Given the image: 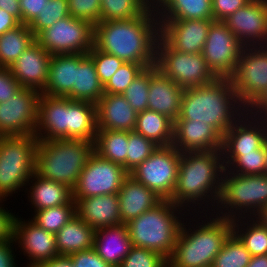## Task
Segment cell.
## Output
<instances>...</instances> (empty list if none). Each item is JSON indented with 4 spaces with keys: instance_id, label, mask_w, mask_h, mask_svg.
<instances>
[{
    "instance_id": "cell-1",
    "label": "cell",
    "mask_w": 267,
    "mask_h": 267,
    "mask_svg": "<svg viewBox=\"0 0 267 267\" xmlns=\"http://www.w3.org/2000/svg\"><path fill=\"white\" fill-rule=\"evenodd\" d=\"M160 25L156 9L151 5L133 19L100 21L94 25V46L124 63L156 64V44Z\"/></svg>"
},
{
    "instance_id": "cell-2",
    "label": "cell",
    "mask_w": 267,
    "mask_h": 267,
    "mask_svg": "<svg viewBox=\"0 0 267 267\" xmlns=\"http://www.w3.org/2000/svg\"><path fill=\"white\" fill-rule=\"evenodd\" d=\"M224 169L221 150L181 152L177 183L169 201L189 214L211 213L219 197Z\"/></svg>"
},
{
    "instance_id": "cell-3",
    "label": "cell",
    "mask_w": 267,
    "mask_h": 267,
    "mask_svg": "<svg viewBox=\"0 0 267 267\" xmlns=\"http://www.w3.org/2000/svg\"><path fill=\"white\" fill-rule=\"evenodd\" d=\"M247 111L237 98L229 78L184 89L179 117L211 125L222 137Z\"/></svg>"
},
{
    "instance_id": "cell-4",
    "label": "cell",
    "mask_w": 267,
    "mask_h": 267,
    "mask_svg": "<svg viewBox=\"0 0 267 267\" xmlns=\"http://www.w3.org/2000/svg\"><path fill=\"white\" fill-rule=\"evenodd\" d=\"M197 214V215H196ZM190 213L192 219L181 225L176 244L168 259V267H205L213 264L226 239L232 233V219L222 218L213 213ZM209 214V216H207ZM211 214V216H210ZM197 218L195 220V218ZM209 217V218H208ZM202 221V222H199ZM190 222H194L191 225ZM196 222V224H195ZM199 222V223H198ZM188 229H187V227ZM195 227V228H194ZM192 228V229H191Z\"/></svg>"
},
{
    "instance_id": "cell-5",
    "label": "cell",
    "mask_w": 267,
    "mask_h": 267,
    "mask_svg": "<svg viewBox=\"0 0 267 267\" xmlns=\"http://www.w3.org/2000/svg\"><path fill=\"white\" fill-rule=\"evenodd\" d=\"M188 214L172 201L162 200L126 223L132 246L155 251L168 260L174 250L182 220H186L184 217Z\"/></svg>"
},
{
    "instance_id": "cell-6",
    "label": "cell",
    "mask_w": 267,
    "mask_h": 267,
    "mask_svg": "<svg viewBox=\"0 0 267 267\" xmlns=\"http://www.w3.org/2000/svg\"><path fill=\"white\" fill-rule=\"evenodd\" d=\"M94 152V142L82 139L38 141L35 173L73 189Z\"/></svg>"
},
{
    "instance_id": "cell-7",
    "label": "cell",
    "mask_w": 267,
    "mask_h": 267,
    "mask_svg": "<svg viewBox=\"0 0 267 267\" xmlns=\"http://www.w3.org/2000/svg\"><path fill=\"white\" fill-rule=\"evenodd\" d=\"M266 205L267 174L239 175L224 169L213 215L232 220L256 217Z\"/></svg>"
},
{
    "instance_id": "cell-8",
    "label": "cell",
    "mask_w": 267,
    "mask_h": 267,
    "mask_svg": "<svg viewBox=\"0 0 267 267\" xmlns=\"http://www.w3.org/2000/svg\"><path fill=\"white\" fill-rule=\"evenodd\" d=\"M37 145L35 135L0 137V199L24 190L35 173Z\"/></svg>"
},
{
    "instance_id": "cell-9",
    "label": "cell",
    "mask_w": 267,
    "mask_h": 267,
    "mask_svg": "<svg viewBox=\"0 0 267 267\" xmlns=\"http://www.w3.org/2000/svg\"><path fill=\"white\" fill-rule=\"evenodd\" d=\"M157 68L182 88L212 83L217 77L202 53H182L172 49L160 36L156 44Z\"/></svg>"
},
{
    "instance_id": "cell-10",
    "label": "cell",
    "mask_w": 267,
    "mask_h": 267,
    "mask_svg": "<svg viewBox=\"0 0 267 267\" xmlns=\"http://www.w3.org/2000/svg\"><path fill=\"white\" fill-rule=\"evenodd\" d=\"M35 41L51 55L87 54L94 46V25L69 15L39 32Z\"/></svg>"
},
{
    "instance_id": "cell-11",
    "label": "cell",
    "mask_w": 267,
    "mask_h": 267,
    "mask_svg": "<svg viewBox=\"0 0 267 267\" xmlns=\"http://www.w3.org/2000/svg\"><path fill=\"white\" fill-rule=\"evenodd\" d=\"M181 152L173 145L159 146L129 175L153 190L162 200H169L175 190Z\"/></svg>"
},
{
    "instance_id": "cell-12",
    "label": "cell",
    "mask_w": 267,
    "mask_h": 267,
    "mask_svg": "<svg viewBox=\"0 0 267 267\" xmlns=\"http://www.w3.org/2000/svg\"><path fill=\"white\" fill-rule=\"evenodd\" d=\"M229 79L247 109L267 90V46L244 47Z\"/></svg>"
},
{
    "instance_id": "cell-13",
    "label": "cell",
    "mask_w": 267,
    "mask_h": 267,
    "mask_svg": "<svg viewBox=\"0 0 267 267\" xmlns=\"http://www.w3.org/2000/svg\"><path fill=\"white\" fill-rule=\"evenodd\" d=\"M128 175L122 165L109 161L94 151L72 189V198L117 194Z\"/></svg>"
},
{
    "instance_id": "cell-14",
    "label": "cell",
    "mask_w": 267,
    "mask_h": 267,
    "mask_svg": "<svg viewBox=\"0 0 267 267\" xmlns=\"http://www.w3.org/2000/svg\"><path fill=\"white\" fill-rule=\"evenodd\" d=\"M244 46L222 21H214L202 50L207 66L217 78H229Z\"/></svg>"
},
{
    "instance_id": "cell-15",
    "label": "cell",
    "mask_w": 267,
    "mask_h": 267,
    "mask_svg": "<svg viewBox=\"0 0 267 267\" xmlns=\"http://www.w3.org/2000/svg\"><path fill=\"white\" fill-rule=\"evenodd\" d=\"M40 95L37 90L22 88L0 103V137L34 135Z\"/></svg>"
},
{
    "instance_id": "cell-16",
    "label": "cell",
    "mask_w": 267,
    "mask_h": 267,
    "mask_svg": "<svg viewBox=\"0 0 267 267\" xmlns=\"http://www.w3.org/2000/svg\"><path fill=\"white\" fill-rule=\"evenodd\" d=\"M223 22L244 47L267 46V0H251Z\"/></svg>"
},
{
    "instance_id": "cell-17",
    "label": "cell",
    "mask_w": 267,
    "mask_h": 267,
    "mask_svg": "<svg viewBox=\"0 0 267 267\" xmlns=\"http://www.w3.org/2000/svg\"><path fill=\"white\" fill-rule=\"evenodd\" d=\"M23 220V221H22ZM13 238L24 256H27V267H36L40 263L50 261L59 253L56 246V237L52 232L37 226L33 221H25L16 214L13 226Z\"/></svg>"
},
{
    "instance_id": "cell-18",
    "label": "cell",
    "mask_w": 267,
    "mask_h": 267,
    "mask_svg": "<svg viewBox=\"0 0 267 267\" xmlns=\"http://www.w3.org/2000/svg\"><path fill=\"white\" fill-rule=\"evenodd\" d=\"M213 19L159 20L160 37L174 50L202 53Z\"/></svg>"
},
{
    "instance_id": "cell-19",
    "label": "cell",
    "mask_w": 267,
    "mask_h": 267,
    "mask_svg": "<svg viewBox=\"0 0 267 267\" xmlns=\"http://www.w3.org/2000/svg\"><path fill=\"white\" fill-rule=\"evenodd\" d=\"M267 121L246 111L223 135L221 153H249L264 146Z\"/></svg>"
},
{
    "instance_id": "cell-20",
    "label": "cell",
    "mask_w": 267,
    "mask_h": 267,
    "mask_svg": "<svg viewBox=\"0 0 267 267\" xmlns=\"http://www.w3.org/2000/svg\"><path fill=\"white\" fill-rule=\"evenodd\" d=\"M50 59L51 54L34 41L9 68L22 88L41 93L47 82Z\"/></svg>"
},
{
    "instance_id": "cell-21",
    "label": "cell",
    "mask_w": 267,
    "mask_h": 267,
    "mask_svg": "<svg viewBox=\"0 0 267 267\" xmlns=\"http://www.w3.org/2000/svg\"><path fill=\"white\" fill-rule=\"evenodd\" d=\"M222 136L211 126L195 120H175L172 145L180 152L222 149Z\"/></svg>"
},
{
    "instance_id": "cell-22",
    "label": "cell",
    "mask_w": 267,
    "mask_h": 267,
    "mask_svg": "<svg viewBox=\"0 0 267 267\" xmlns=\"http://www.w3.org/2000/svg\"><path fill=\"white\" fill-rule=\"evenodd\" d=\"M34 135L38 141L67 139V97L40 95Z\"/></svg>"
},
{
    "instance_id": "cell-23",
    "label": "cell",
    "mask_w": 267,
    "mask_h": 267,
    "mask_svg": "<svg viewBox=\"0 0 267 267\" xmlns=\"http://www.w3.org/2000/svg\"><path fill=\"white\" fill-rule=\"evenodd\" d=\"M184 88L165 76L156 65L150 67L148 109L166 115L173 122L179 117Z\"/></svg>"
},
{
    "instance_id": "cell-24",
    "label": "cell",
    "mask_w": 267,
    "mask_h": 267,
    "mask_svg": "<svg viewBox=\"0 0 267 267\" xmlns=\"http://www.w3.org/2000/svg\"><path fill=\"white\" fill-rule=\"evenodd\" d=\"M76 215L96 229L122 224L117 194L73 198Z\"/></svg>"
},
{
    "instance_id": "cell-25",
    "label": "cell",
    "mask_w": 267,
    "mask_h": 267,
    "mask_svg": "<svg viewBox=\"0 0 267 267\" xmlns=\"http://www.w3.org/2000/svg\"><path fill=\"white\" fill-rule=\"evenodd\" d=\"M97 130L133 131L137 113L122 94H104L96 104Z\"/></svg>"
},
{
    "instance_id": "cell-26",
    "label": "cell",
    "mask_w": 267,
    "mask_h": 267,
    "mask_svg": "<svg viewBox=\"0 0 267 267\" xmlns=\"http://www.w3.org/2000/svg\"><path fill=\"white\" fill-rule=\"evenodd\" d=\"M123 224L139 217L162 201L153 190L128 175L117 193Z\"/></svg>"
},
{
    "instance_id": "cell-27",
    "label": "cell",
    "mask_w": 267,
    "mask_h": 267,
    "mask_svg": "<svg viewBox=\"0 0 267 267\" xmlns=\"http://www.w3.org/2000/svg\"><path fill=\"white\" fill-rule=\"evenodd\" d=\"M132 243L126 224L96 229L93 249L112 267H119L129 254Z\"/></svg>"
},
{
    "instance_id": "cell-28",
    "label": "cell",
    "mask_w": 267,
    "mask_h": 267,
    "mask_svg": "<svg viewBox=\"0 0 267 267\" xmlns=\"http://www.w3.org/2000/svg\"><path fill=\"white\" fill-rule=\"evenodd\" d=\"M84 53L51 55L48 78L43 95L66 97L75 84L76 67Z\"/></svg>"
},
{
    "instance_id": "cell-29",
    "label": "cell",
    "mask_w": 267,
    "mask_h": 267,
    "mask_svg": "<svg viewBox=\"0 0 267 267\" xmlns=\"http://www.w3.org/2000/svg\"><path fill=\"white\" fill-rule=\"evenodd\" d=\"M27 186H30V189ZM26 187L25 191L29 192V203H31L30 205L34 208V211L64 205L72 199V189L67 185L47 180L36 173L32 174Z\"/></svg>"
},
{
    "instance_id": "cell-30",
    "label": "cell",
    "mask_w": 267,
    "mask_h": 267,
    "mask_svg": "<svg viewBox=\"0 0 267 267\" xmlns=\"http://www.w3.org/2000/svg\"><path fill=\"white\" fill-rule=\"evenodd\" d=\"M97 133L96 105L67 97V139L94 142Z\"/></svg>"
},
{
    "instance_id": "cell-31",
    "label": "cell",
    "mask_w": 267,
    "mask_h": 267,
    "mask_svg": "<svg viewBox=\"0 0 267 267\" xmlns=\"http://www.w3.org/2000/svg\"><path fill=\"white\" fill-rule=\"evenodd\" d=\"M95 231L75 215L55 234L59 255L70 256L73 253L93 248Z\"/></svg>"
},
{
    "instance_id": "cell-32",
    "label": "cell",
    "mask_w": 267,
    "mask_h": 267,
    "mask_svg": "<svg viewBox=\"0 0 267 267\" xmlns=\"http://www.w3.org/2000/svg\"><path fill=\"white\" fill-rule=\"evenodd\" d=\"M158 20L213 19L212 0H157Z\"/></svg>"
},
{
    "instance_id": "cell-33",
    "label": "cell",
    "mask_w": 267,
    "mask_h": 267,
    "mask_svg": "<svg viewBox=\"0 0 267 267\" xmlns=\"http://www.w3.org/2000/svg\"><path fill=\"white\" fill-rule=\"evenodd\" d=\"M103 95L104 86L99 80L92 58L87 54L76 67L75 84L66 97L96 105Z\"/></svg>"
},
{
    "instance_id": "cell-34",
    "label": "cell",
    "mask_w": 267,
    "mask_h": 267,
    "mask_svg": "<svg viewBox=\"0 0 267 267\" xmlns=\"http://www.w3.org/2000/svg\"><path fill=\"white\" fill-rule=\"evenodd\" d=\"M174 122L166 115L146 109L137 113L135 131L152 140L158 146L173 143Z\"/></svg>"
},
{
    "instance_id": "cell-35",
    "label": "cell",
    "mask_w": 267,
    "mask_h": 267,
    "mask_svg": "<svg viewBox=\"0 0 267 267\" xmlns=\"http://www.w3.org/2000/svg\"><path fill=\"white\" fill-rule=\"evenodd\" d=\"M232 232L239 238L252 257L267 255V226L257 217L233 219Z\"/></svg>"
},
{
    "instance_id": "cell-36",
    "label": "cell",
    "mask_w": 267,
    "mask_h": 267,
    "mask_svg": "<svg viewBox=\"0 0 267 267\" xmlns=\"http://www.w3.org/2000/svg\"><path fill=\"white\" fill-rule=\"evenodd\" d=\"M35 41L27 24H20L0 36V67H11L18 57Z\"/></svg>"
},
{
    "instance_id": "cell-37",
    "label": "cell",
    "mask_w": 267,
    "mask_h": 267,
    "mask_svg": "<svg viewBox=\"0 0 267 267\" xmlns=\"http://www.w3.org/2000/svg\"><path fill=\"white\" fill-rule=\"evenodd\" d=\"M129 131L97 130L94 151L101 157L118 163L126 170Z\"/></svg>"
},
{
    "instance_id": "cell-38",
    "label": "cell",
    "mask_w": 267,
    "mask_h": 267,
    "mask_svg": "<svg viewBox=\"0 0 267 267\" xmlns=\"http://www.w3.org/2000/svg\"><path fill=\"white\" fill-rule=\"evenodd\" d=\"M224 168L239 175L265 174L264 146L249 153H222Z\"/></svg>"
},
{
    "instance_id": "cell-39",
    "label": "cell",
    "mask_w": 267,
    "mask_h": 267,
    "mask_svg": "<svg viewBox=\"0 0 267 267\" xmlns=\"http://www.w3.org/2000/svg\"><path fill=\"white\" fill-rule=\"evenodd\" d=\"M76 215V203L73 198L64 205L34 211L33 221L37 226L56 234Z\"/></svg>"
},
{
    "instance_id": "cell-40",
    "label": "cell",
    "mask_w": 267,
    "mask_h": 267,
    "mask_svg": "<svg viewBox=\"0 0 267 267\" xmlns=\"http://www.w3.org/2000/svg\"><path fill=\"white\" fill-rule=\"evenodd\" d=\"M151 5L149 0H101L100 21L133 19Z\"/></svg>"
},
{
    "instance_id": "cell-41",
    "label": "cell",
    "mask_w": 267,
    "mask_h": 267,
    "mask_svg": "<svg viewBox=\"0 0 267 267\" xmlns=\"http://www.w3.org/2000/svg\"><path fill=\"white\" fill-rule=\"evenodd\" d=\"M252 256L239 238L232 232L221 251L214 258L213 267H247Z\"/></svg>"
},
{
    "instance_id": "cell-42",
    "label": "cell",
    "mask_w": 267,
    "mask_h": 267,
    "mask_svg": "<svg viewBox=\"0 0 267 267\" xmlns=\"http://www.w3.org/2000/svg\"><path fill=\"white\" fill-rule=\"evenodd\" d=\"M159 146L152 140L145 138L135 130L129 131L126 153V171L130 173L145 159H147Z\"/></svg>"
},
{
    "instance_id": "cell-43",
    "label": "cell",
    "mask_w": 267,
    "mask_h": 267,
    "mask_svg": "<svg viewBox=\"0 0 267 267\" xmlns=\"http://www.w3.org/2000/svg\"><path fill=\"white\" fill-rule=\"evenodd\" d=\"M149 85L150 67L145 68L122 94L136 113L148 109Z\"/></svg>"
},
{
    "instance_id": "cell-44",
    "label": "cell",
    "mask_w": 267,
    "mask_h": 267,
    "mask_svg": "<svg viewBox=\"0 0 267 267\" xmlns=\"http://www.w3.org/2000/svg\"><path fill=\"white\" fill-rule=\"evenodd\" d=\"M69 15L68 0H48L42 12L28 26L33 35L36 36L59 19L66 18Z\"/></svg>"
},
{
    "instance_id": "cell-45",
    "label": "cell",
    "mask_w": 267,
    "mask_h": 267,
    "mask_svg": "<svg viewBox=\"0 0 267 267\" xmlns=\"http://www.w3.org/2000/svg\"><path fill=\"white\" fill-rule=\"evenodd\" d=\"M144 69L142 64L124 63L104 86V94H123Z\"/></svg>"
},
{
    "instance_id": "cell-46",
    "label": "cell",
    "mask_w": 267,
    "mask_h": 267,
    "mask_svg": "<svg viewBox=\"0 0 267 267\" xmlns=\"http://www.w3.org/2000/svg\"><path fill=\"white\" fill-rule=\"evenodd\" d=\"M119 267H168V260L155 251L132 246Z\"/></svg>"
},
{
    "instance_id": "cell-47",
    "label": "cell",
    "mask_w": 267,
    "mask_h": 267,
    "mask_svg": "<svg viewBox=\"0 0 267 267\" xmlns=\"http://www.w3.org/2000/svg\"><path fill=\"white\" fill-rule=\"evenodd\" d=\"M93 60L99 80L105 86L116 71L124 64V62L114 56L102 52L95 46L87 53Z\"/></svg>"
},
{
    "instance_id": "cell-48",
    "label": "cell",
    "mask_w": 267,
    "mask_h": 267,
    "mask_svg": "<svg viewBox=\"0 0 267 267\" xmlns=\"http://www.w3.org/2000/svg\"><path fill=\"white\" fill-rule=\"evenodd\" d=\"M68 10L72 17L95 25L101 18V0H68Z\"/></svg>"
},
{
    "instance_id": "cell-49",
    "label": "cell",
    "mask_w": 267,
    "mask_h": 267,
    "mask_svg": "<svg viewBox=\"0 0 267 267\" xmlns=\"http://www.w3.org/2000/svg\"><path fill=\"white\" fill-rule=\"evenodd\" d=\"M22 86L14 78L9 67H0V103H5L14 97Z\"/></svg>"
},
{
    "instance_id": "cell-50",
    "label": "cell",
    "mask_w": 267,
    "mask_h": 267,
    "mask_svg": "<svg viewBox=\"0 0 267 267\" xmlns=\"http://www.w3.org/2000/svg\"><path fill=\"white\" fill-rule=\"evenodd\" d=\"M251 0H212L214 21H224L239 8L244 7Z\"/></svg>"
},
{
    "instance_id": "cell-51",
    "label": "cell",
    "mask_w": 267,
    "mask_h": 267,
    "mask_svg": "<svg viewBox=\"0 0 267 267\" xmlns=\"http://www.w3.org/2000/svg\"><path fill=\"white\" fill-rule=\"evenodd\" d=\"M74 267H112L105 262L93 248L73 253L69 256Z\"/></svg>"
},
{
    "instance_id": "cell-52",
    "label": "cell",
    "mask_w": 267,
    "mask_h": 267,
    "mask_svg": "<svg viewBox=\"0 0 267 267\" xmlns=\"http://www.w3.org/2000/svg\"><path fill=\"white\" fill-rule=\"evenodd\" d=\"M47 3L48 0H20L21 24L29 25Z\"/></svg>"
},
{
    "instance_id": "cell-53",
    "label": "cell",
    "mask_w": 267,
    "mask_h": 267,
    "mask_svg": "<svg viewBox=\"0 0 267 267\" xmlns=\"http://www.w3.org/2000/svg\"><path fill=\"white\" fill-rule=\"evenodd\" d=\"M5 199H0V241H4L13 237V226L15 214L2 207ZM14 214V215H13Z\"/></svg>"
},
{
    "instance_id": "cell-54",
    "label": "cell",
    "mask_w": 267,
    "mask_h": 267,
    "mask_svg": "<svg viewBox=\"0 0 267 267\" xmlns=\"http://www.w3.org/2000/svg\"><path fill=\"white\" fill-rule=\"evenodd\" d=\"M13 244L16 245L13 237L0 241V267H16Z\"/></svg>"
},
{
    "instance_id": "cell-55",
    "label": "cell",
    "mask_w": 267,
    "mask_h": 267,
    "mask_svg": "<svg viewBox=\"0 0 267 267\" xmlns=\"http://www.w3.org/2000/svg\"><path fill=\"white\" fill-rule=\"evenodd\" d=\"M247 111L253 117L267 121V90L247 108Z\"/></svg>"
},
{
    "instance_id": "cell-56",
    "label": "cell",
    "mask_w": 267,
    "mask_h": 267,
    "mask_svg": "<svg viewBox=\"0 0 267 267\" xmlns=\"http://www.w3.org/2000/svg\"><path fill=\"white\" fill-rule=\"evenodd\" d=\"M20 24L21 23L13 15L0 8V36L16 28Z\"/></svg>"
},
{
    "instance_id": "cell-57",
    "label": "cell",
    "mask_w": 267,
    "mask_h": 267,
    "mask_svg": "<svg viewBox=\"0 0 267 267\" xmlns=\"http://www.w3.org/2000/svg\"><path fill=\"white\" fill-rule=\"evenodd\" d=\"M0 8L9 12L21 23L20 0H0Z\"/></svg>"
},
{
    "instance_id": "cell-58",
    "label": "cell",
    "mask_w": 267,
    "mask_h": 267,
    "mask_svg": "<svg viewBox=\"0 0 267 267\" xmlns=\"http://www.w3.org/2000/svg\"><path fill=\"white\" fill-rule=\"evenodd\" d=\"M36 267H74V264L69 256H57L56 258L40 263Z\"/></svg>"
},
{
    "instance_id": "cell-59",
    "label": "cell",
    "mask_w": 267,
    "mask_h": 267,
    "mask_svg": "<svg viewBox=\"0 0 267 267\" xmlns=\"http://www.w3.org/2000/svg\"><path fill=\"white\" fill-rule=\"evenodd\" d=\"M247 267H267V255L252 257Z\"/></svg>"
},
{
    "instance_id": "cell-60",
    "label": "cell",
    "mask_w": 267,
    "mask_h": 267,
    "mask_svg": "<svg viewBox=\"0 0 267 267\" xmlns=\"http://www.w3.org/2000/svg\"><path fill=\"white\" fill-rule=\"evenodd\" d=\"M265 226H267V205L256 216Z\"/></svg>"
},
{
    "instance_id": "cell-61",
    "label": "cell",
    "mask_w": 267,
    "mask_h": 267,
    "mask_svg": "<svg viewBox=\"0 0 267 267\" xmlns=\"http://www.w3.org/2000/svg\"><path fill=\"white\" fill-rule=\"evenodd\" d=\"M264 155H265V174H267V140L264 144Z\"/></svg>"
},
{
    "instance_id": "cell-62",
    "label": "cell",
    "mask_w": 267,
    "mask_h": 267,
    "mask_svg": "<svg viewBox=\"0 0 267 267\" xmlns=\"http://www.w3.org/2000/svg\"><path fill=\"white\" fill-rule=\"evenodd\" d=\"M151 4L153 5L157 0H149Z\"/></svg>"
}]
</instances>
